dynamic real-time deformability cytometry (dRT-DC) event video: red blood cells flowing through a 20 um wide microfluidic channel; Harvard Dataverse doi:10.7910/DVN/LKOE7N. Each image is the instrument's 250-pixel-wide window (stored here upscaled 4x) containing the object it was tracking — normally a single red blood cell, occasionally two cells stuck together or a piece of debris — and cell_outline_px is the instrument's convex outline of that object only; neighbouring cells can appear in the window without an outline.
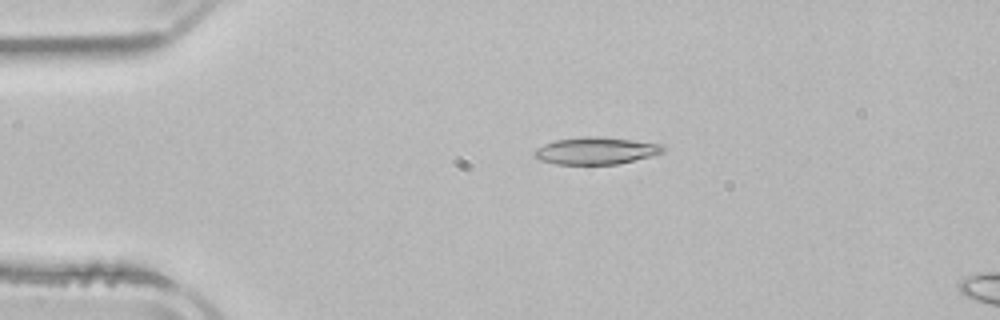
{"species": "common noctule bat (a hibernating species)", "species_latin": "Nyctalus noctula", "temperature_condition": "room temperature", "stored_images_in_passage": 3, "camera_frame_rate_fps": 3000, "um_per_image_px": 0.085, "animal": {"sex": "male", "body_mass_g": 21.5, "forearm_length_mm": 52.0}, "frame": {"image": 1, "passage_image": 1, "time_ms": 0.0, "image_size_px": [1000, 320], "cell_outline_px": [[668, 148], [664, 152], [652, 156], [616, 164], [556, 164], [540, 160], [532, 152], [536, 148], [544, 144], [556, 140], [584, 136], [596, 136], [664, 144]], "centroid_in_image_um": [50.69, 12.81], "position_along_channel_um": 34.3, "area_um2": 20.35}}